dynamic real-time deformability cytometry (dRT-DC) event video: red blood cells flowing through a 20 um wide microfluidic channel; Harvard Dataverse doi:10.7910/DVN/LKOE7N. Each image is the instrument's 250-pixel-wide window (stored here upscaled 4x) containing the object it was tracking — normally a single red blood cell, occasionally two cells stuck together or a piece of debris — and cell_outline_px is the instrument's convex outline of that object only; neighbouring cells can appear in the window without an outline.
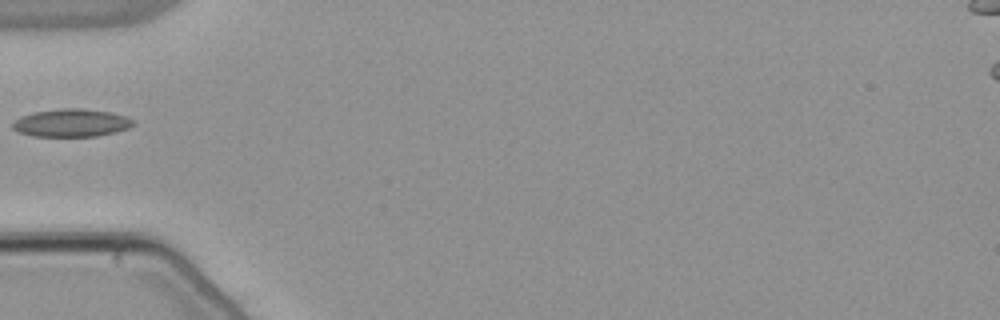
{"species": "common noctule bat (a hibernating species)", "species_latin": "Nyctalus noctula", "temperature_condition": "warm", "stored_images_in_passage": 9, "camera_frame_rate_fps": 3000, "um_per_image_px": 0.085, "animal": {"sex": "male", "body_mass_g": 21.5, "forearm_length_mm": 52.0}, "frame": {"image": 1, "passage_image": 1, "time_ms": 0.0, "image_size_px": [1000, 320], "cell_outline_px": [[132, 124], [128, 128], [116, 132], [96, 136], [32, 136], [20, 132], [12, 128], [12, 124], [20, 116], [32, 112], [60, 108], [84, 108], [112, 112], [124, 116], [132, 120]], "centroid_in_image_um": [6.04, 10.43], "position_along_channel_um": 79.0, "area_um2": 19.54}}